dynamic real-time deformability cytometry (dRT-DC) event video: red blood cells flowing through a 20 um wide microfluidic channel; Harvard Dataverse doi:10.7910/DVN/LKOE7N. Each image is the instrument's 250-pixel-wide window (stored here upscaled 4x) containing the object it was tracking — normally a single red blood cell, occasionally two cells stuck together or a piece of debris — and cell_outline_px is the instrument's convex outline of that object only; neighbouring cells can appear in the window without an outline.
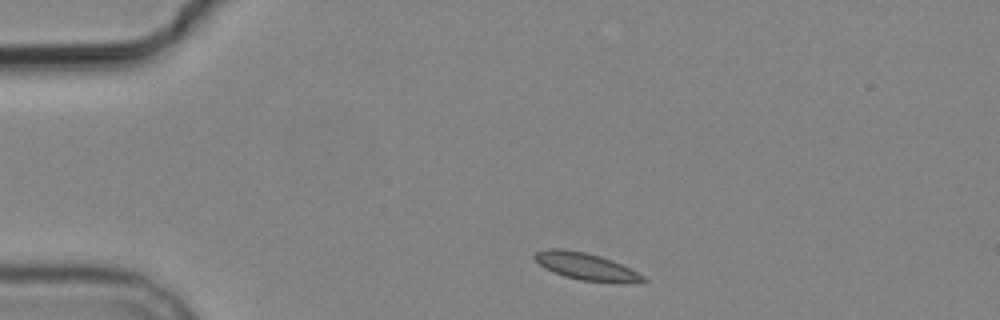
{"species": "common noctule bat (a hibernating species)", "species_latin": "Nyctalus noctula", "temperature_condition": "cold", "stored_images_in_passage": 2, "camera_frame_rate_fps": 3000, "um_per_image_px": 0.085, "animal": {"sex": "male", "body_mass_g": 19.2, "forearm_length_mm": 51.8}, "frame": {"image": 1, "passage_image": 1, "time_ms": 0.0, "image_size_px": [1000, 320], "cell_outline_px": [[648, 280], [580, 280], [564, 276], [544, 268], [532, 256], [536, 252], [548, 248], [564, 248], [584, 252], [600, 256], [612, 260], [644, 276]], "centroid_in_image_um": [49.64, 22.58], "position_along_channel_um": 35.4, "area_um2": 16.18}}